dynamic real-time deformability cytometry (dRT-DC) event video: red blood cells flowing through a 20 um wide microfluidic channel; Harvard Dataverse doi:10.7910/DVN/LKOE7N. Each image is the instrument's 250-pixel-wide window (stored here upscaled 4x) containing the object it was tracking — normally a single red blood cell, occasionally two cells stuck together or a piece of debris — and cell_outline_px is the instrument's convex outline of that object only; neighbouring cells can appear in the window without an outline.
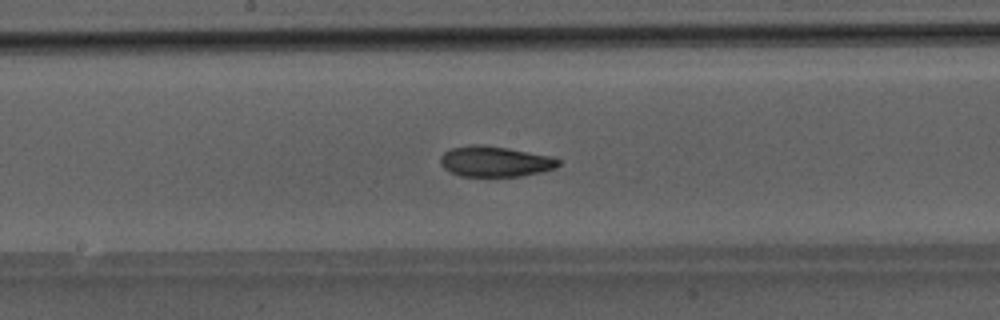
{"species": "Egyptian fruit bat (a non-hibernating species)", "species_latin": "Rousettus aegyptiacus", "temperature_condition": "room temperature", "stored_images_in_passage": 47, "camera_frame_rate_fps": 3000, "um_per_image_px": 0.085, "animal": {"sex": "male"}, "frame": {"image": 1, "passage_image": 24, "time_ms": 7.667, "image_size_px": [1000, 320], "cell_outline_px": [[560, 164], [552, 168], [540, 172], [520, 176], [460, 176], [444, 168], [440, 164], [440, 156], [444, 152], [452, 148], [472, 144], [484, 144], [508, 148], [552, 156], [560, 160]], "centroid_in_image_um": [42.05, 13.71], "position_along_channel_um": 206.1, "area_um2": 20.98}}
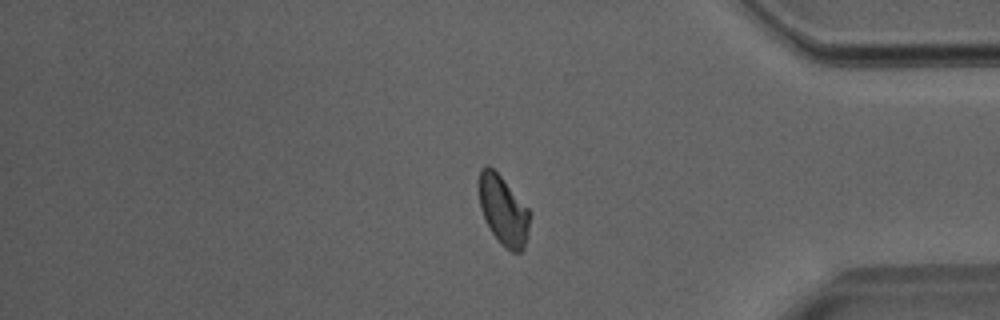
{"frame": {"image": 2, "passage_image": 39, "time_ms": 12.667, "image_size_px": [1000, 320], "cell_outline_px": [[532, 212], [524, 248], [520, 252], [512, 252], [492, 232], [480, 208], [480, 168], [488, 164], [500, 176]], "centroid_in_image_um": [42.81, 17.87], "position_along_channel_um": 392.4, "area_um2": 19.94}}
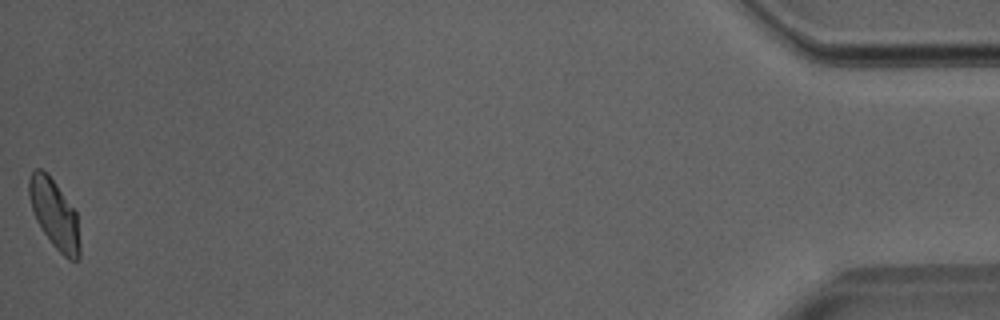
{"frame": {"image": 3, "passage_image": 47, "time_ms": 15.333, "image_size_px": [1000, 320], "cell_outline_px": [[80, 256], [76, 260], [68, 260], [52, 244], [36, 220], [28, 196], [28, 176], [36, 168], [40, 168], [56, 184], [76, 212], [80, 244]], "centroid_in_image_um": [4.62, 18.21], "position_along_channel_um": 430.6, "area_um2": 20.11}}